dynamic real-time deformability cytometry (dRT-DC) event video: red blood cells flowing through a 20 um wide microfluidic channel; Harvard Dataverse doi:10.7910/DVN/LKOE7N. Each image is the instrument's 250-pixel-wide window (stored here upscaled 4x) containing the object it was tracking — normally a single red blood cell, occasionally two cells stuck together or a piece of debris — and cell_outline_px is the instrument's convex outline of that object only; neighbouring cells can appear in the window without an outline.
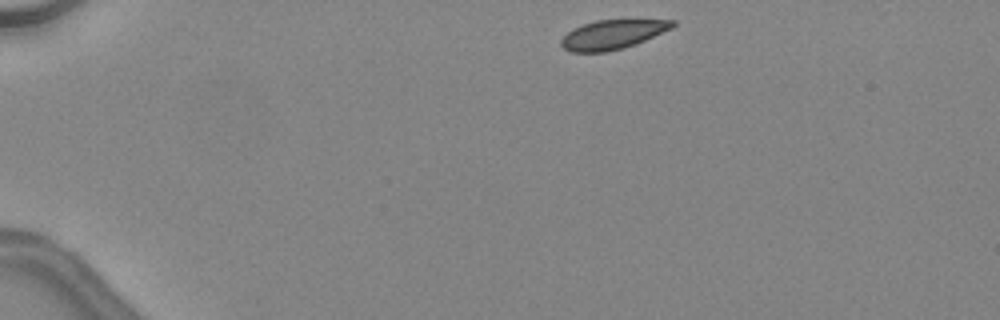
{"species": "common noctule bat (a hibernating species)", "species_latin": "Nyctalus noctula", "temperature_condition": "warm", "stored_images_in_passage": 38, "camera_frame_rate_fps": 3000, "um_per_image_px": 0.085, "animal": {"sex": "female", "body_mass_g": 24.6, "forearm_length_mm": 56.2}, "frame": {"image": 1, "passage_image": 1, "time_ms": 0.0, "image_size_px": [1000, 320], "cell_outline_px": [[676, 24], [672, 28], [644, 40], [624, 48], [604, 52], [572, 52], [564, 48], [560, 44], [560, 40], [572, 28], [596, 20], [676, 20]], "centroid_in_image_um": [52.04, 2.93], "position_along_channel_um": 33.0, "area_um2": 18.79}}
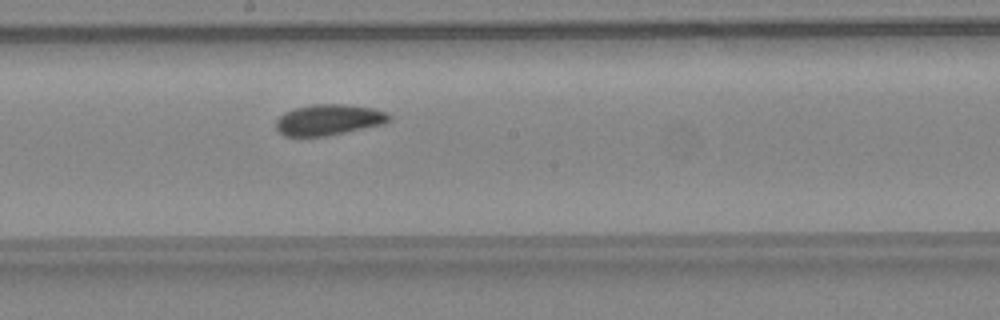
{"frame": {"image": 2, "passage_image": 19, "time_ms": 6.0, "image_size_px": [1000, 320], "cell_outline_px": [[392, 116], [384, 124], [324, 136], [284, 136], [276, 128], [276, 120], [284, 112], [296, 108], [312, 104], [348, 104], [372, 108], [388, 112]], "centroid_in_image_um": [27.95, 10.17], "position_along_channel_um": 220.3, "area_um2": 20.29}}
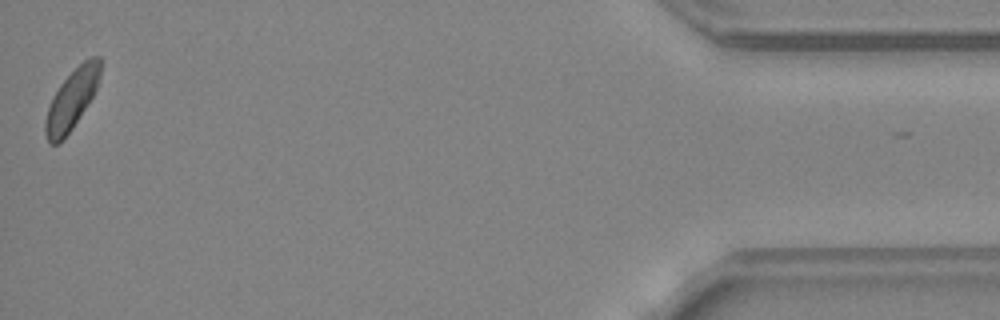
{"frame": {"image": 3, "passage_image": 38, "time_ms": 12.333, "image_size_px": [1000, 320], "cell_outline_px": [[104, 60], [100, 76], [96, 88], [92, 96], [72, 128], [56, 144], [48, 144], [44, 132], [44, 120], [52, 96], [60, 84], [84, 60], [92, 56], [100, 56]], "centroid_in_image_um": [6.1, 8.41], "position_along_channel_um": 429.1, "area_um2": 19.02}, "authors_computed_cell_mechanics": {"area_um2": 20.2589, "velocity_mm_per_s": 4.5098, "shape_relaxation_time_tau1_ms": 4.2486, "shape_relaxation_time_tau2_ms": null, "deformation_change_tau1": 0.0799, "deformation_change_tau2": null}}